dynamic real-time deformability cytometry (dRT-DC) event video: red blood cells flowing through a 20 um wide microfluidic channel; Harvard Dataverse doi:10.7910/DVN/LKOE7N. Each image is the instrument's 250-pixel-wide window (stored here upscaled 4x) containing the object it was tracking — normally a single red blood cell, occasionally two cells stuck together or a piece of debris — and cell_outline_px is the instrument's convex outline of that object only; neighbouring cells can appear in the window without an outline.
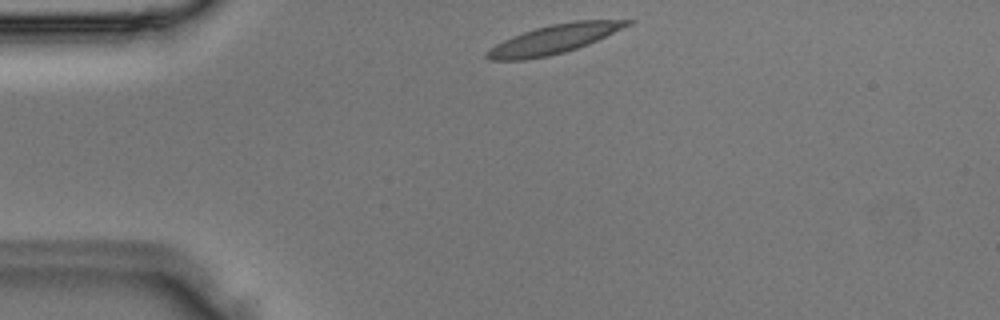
{"species": "Egyptian fruit bat (a non-hibernating species)", "species_latin": "Rousettus aegyptiacus", "temperature_condition": "room temperature", "stored_images_in_passage": 2, "camera_frame_rate_fps": 3000, "um_per_image_px": 0.085, "animal": {"sex": "male"}, "frame": {"image": 1, "passage_image": 1, "time_ms": 0.0, "image_size_px": [1000, 320], "cell_outline_px": [[636, 20], [632, 24], [588, 44], [564, 52], [548, 56], [524, 60], [488, 60], [484, 56], [484, 52], [496, 44], [512, 36], [536, 28], [552, 24], [576, 20]], "centroid_in_image_um": [47.06, 3.34], "position_along_channel_um": 37.9, "area_um2": 23.52}}